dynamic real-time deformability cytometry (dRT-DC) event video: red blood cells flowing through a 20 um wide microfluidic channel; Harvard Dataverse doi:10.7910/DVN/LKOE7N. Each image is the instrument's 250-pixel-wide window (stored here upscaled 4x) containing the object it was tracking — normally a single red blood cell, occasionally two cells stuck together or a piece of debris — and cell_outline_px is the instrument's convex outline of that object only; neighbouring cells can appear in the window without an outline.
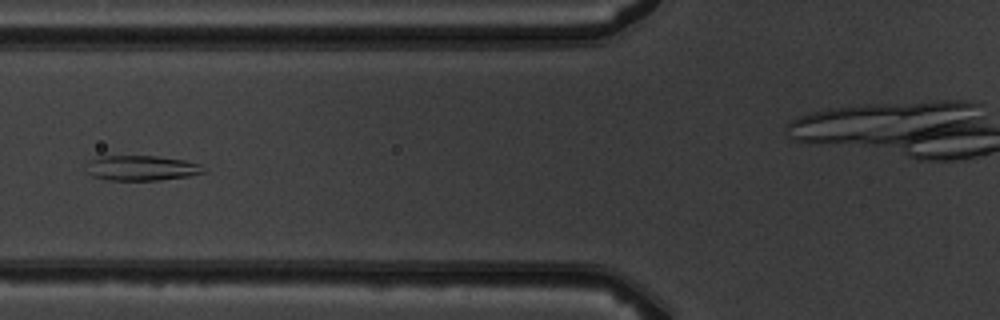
{"species": "common noctule bat (a hibernating species)", "species_latin": "Nyctalus noctula", "temperature_condition": "warm", "stored_images_in_passage": 8, "camera_frame_rate_fps": 3000, "um_per_image_px": 0.085, "animal": {"sex": "male", "body_mass_g": 19.5, "forearm_length_mm": 54.6}, "frame": {"image": 1, "passage_image": 6, "time_ms": 6.667, "image_size_px": [1000, 320], "cell_outline_px": [[208, 172], [188, 176], [160, 180], [108, 180], [92, 176], [88, 172], [88, 160], [100, 156], [156, 156], [184, 160], [200, 164]], "centroid_in_image_um": [12.05, 14.28], "position_along_channel_um": 113.7, "area_um2": 17.17}}